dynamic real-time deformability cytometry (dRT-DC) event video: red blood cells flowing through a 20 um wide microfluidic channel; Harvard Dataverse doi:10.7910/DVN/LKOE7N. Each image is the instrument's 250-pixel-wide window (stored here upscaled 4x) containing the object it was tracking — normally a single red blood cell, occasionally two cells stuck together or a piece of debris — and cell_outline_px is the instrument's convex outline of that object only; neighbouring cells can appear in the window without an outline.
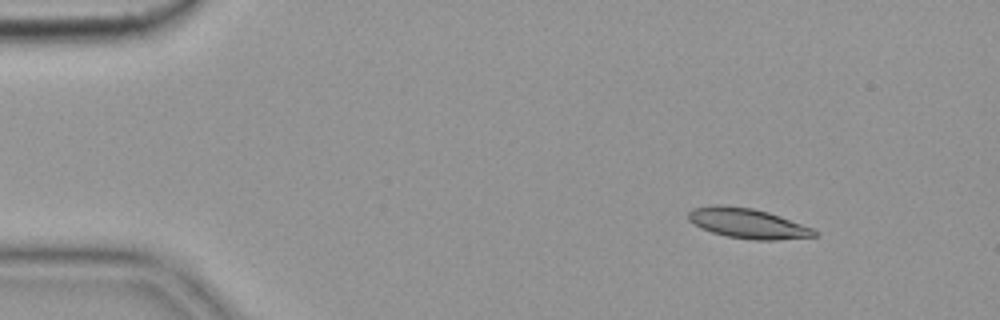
{"species": "common noctule bat (a hibernating species)", "species_latin": "Nyctalus noctula", "temperature_condition": "cold", "stored_images_in_passage": 52, "camera_frame_rate_fps": 3000, "um_per_image_px": 0.085, "animal": {"sex": "female", "body_mass_g": 19.9}, "frame": {"image": 1, "passage_image": 3, "time_ms": 0.667, "image_size_px": [1000, 320], "cell_outline_px": [[820, 232], [816, 236], [776, 240], [752, 240], [728, 236], [712, 232], [700, 228], [692, 224], [688, 220], [688, 212], [692, 208], [716, 204], [720, 204], [752, 208], [768, 212], [780, 216], [812, 228]], "centroid_in_image_um": [63.52, 18.98], "position_along_channel_um": 21.5, "area_um2": 22.14}}
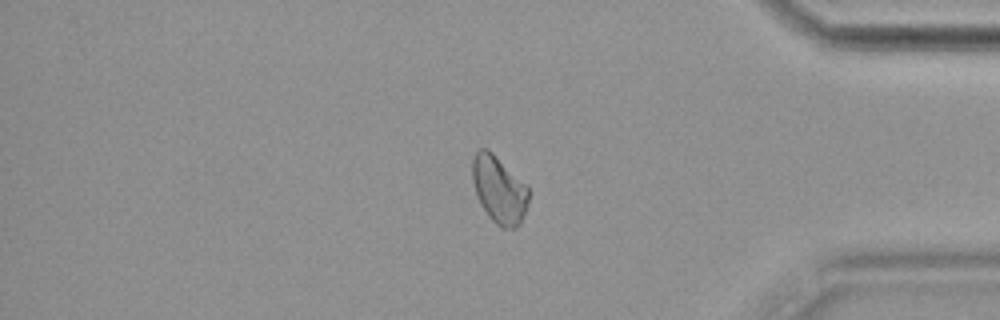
{"frame": {"image": 2, "passage_image": 43, "time_ms": 14.0, "image_size_px": [1000, 320], "cell_outline_px": [[528, 204], [520, 224], [516, 228], [500, 228], [488, 216], [480, 204], [476, 196], [472, 180], [472, 156], [480, 148], [488, 148], [528, 188]], "centroid_in_image_um": [42.38, 16.14], "position_along_channel_um": 392.8, "area_um2": 21.96}}
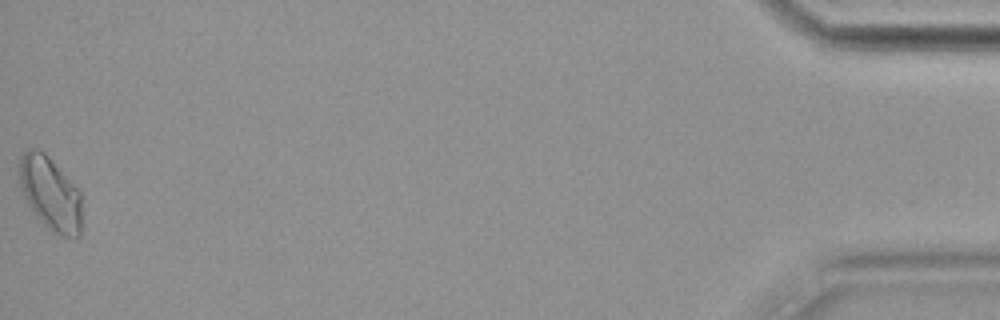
{"frame": {"image": 3, "passage_image": 52, "time_ms": 17.0, "image_size_px": [1000, 320], "cell_outline_px": [[80, 236], [56, 236], [36, 216], [28, 204], [24, 196], [20, 184], [20, 156], [28, 148], [36, 148], [44, 152], [48, 156], [80, 192]], "centroid_in_image_um": [4.26, 16.45], "position_along_channel_um": 430.9, "area_um2": 26.3}, "authors_computed_cell_mechanics": {"area_um2": 22.0796, "velocity_mm_per_s": 3.5953, "shape_relaxation_time_tau1_ms": 8.0367, "shape_relaxation_time_tau2_ms": null, "deformation_change_tau1": 0.1778, "deformation_change_tau2": null}}